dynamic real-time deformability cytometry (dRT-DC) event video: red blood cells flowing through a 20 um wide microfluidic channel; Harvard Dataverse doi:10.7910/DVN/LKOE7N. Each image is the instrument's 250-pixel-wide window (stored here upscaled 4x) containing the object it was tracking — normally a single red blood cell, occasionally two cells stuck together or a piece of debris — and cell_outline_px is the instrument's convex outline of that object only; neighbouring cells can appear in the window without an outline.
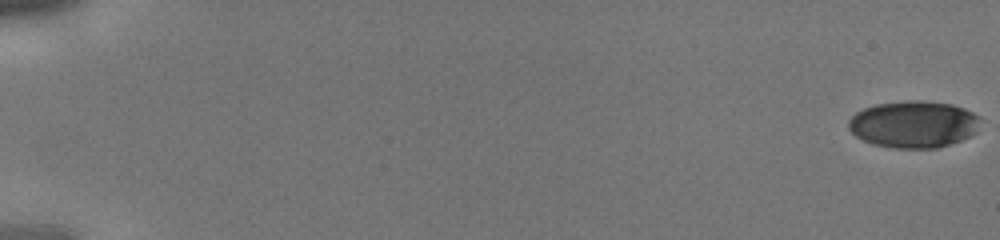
{"species": "human", "species_latin": "Homo sapiens", "temperature_condition": "cold", "stored_images_in_passage": 7, "camera_frame_rate_fps": 3000, "um_per_image_px": 0.085, "donor": {"sex": "male"}, "frame": {"image": 1, "passage_image": 1, "time_ms": 0.0, "image_size_px": [1000, 240], "cell_outline_px": [[980, 116], [976, 132], [960, 140], [936, 148], [892, 148], [872, 144], [856, 136], [848, 128], [848, 120], [856, 112], [864, 108], [876, 104], [904, 100], [920, 100], [952, 104], [964, 108]], "centroid_in_image_um": [77.63, 10.55], "position_along_channel_um": 7.4, "area_um2": 36.07}}
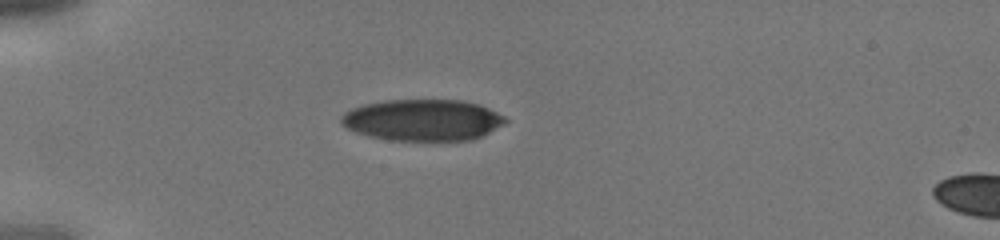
{"frame": {"image": 2, "passage_image": 6, "time_ms": 1.667, "image_size_px": [1000, 240], "cell_outline_px": [[508, 120], [504, 124], [472, 140], [388, 140], [368, 136], [356, 132], [340, 124], [340, 116], [344, 112], [352, 108], [364, 104], [384, 100], [464, 100], [480, 104], [504, 116]], "centroid_in_image_um": [35.9, 10.19], "position_along_channel_um": 49.1, "area_um2": 39.71}}